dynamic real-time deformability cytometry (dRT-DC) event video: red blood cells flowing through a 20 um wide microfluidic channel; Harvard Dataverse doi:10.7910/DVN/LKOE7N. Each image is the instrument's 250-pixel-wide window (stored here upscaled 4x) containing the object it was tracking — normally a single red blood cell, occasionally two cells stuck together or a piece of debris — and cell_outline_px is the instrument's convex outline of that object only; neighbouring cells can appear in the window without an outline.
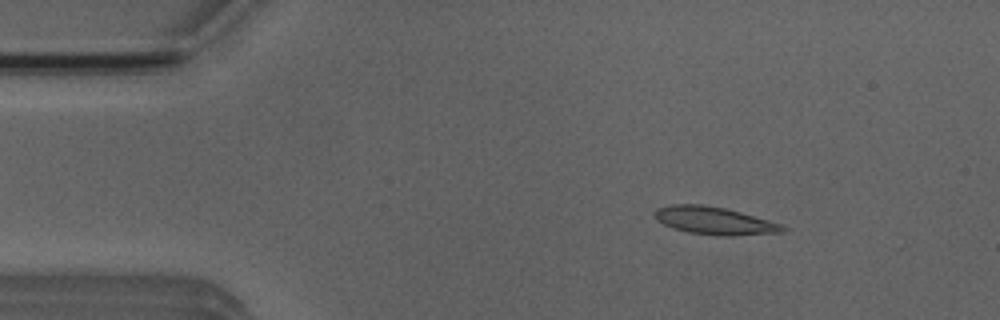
{"species": "Egyptian fruit bat (a non-hibernating species)", "species_latin": "Rousettus aegyptiacus", "temperature_condition": "room temperature", "stored_images_in_passage": 3, "camera_frame_rate_fps": 3000, "um_per_image_px": 0.085, "animal": {"sex": "male"}, "frame": {"image": 1, "passage_image": 2, "time_ms": 1.333, "image_size_px": [1000, 320], "cell_outline_px": [[788, 228], [784, 232], [732, 236], [716, 236], [688, 232], [672, 228], [656, 220], [652, 216], [652, 212], [656, 208], [672, 204], [700, 204], [724, 208], [740, 212], [768, 220], [780, 224]], "centroid_in_image_um": [60.67, 18.76], "position_along_channel_um": 24.3, "area_um2": 20.81}}